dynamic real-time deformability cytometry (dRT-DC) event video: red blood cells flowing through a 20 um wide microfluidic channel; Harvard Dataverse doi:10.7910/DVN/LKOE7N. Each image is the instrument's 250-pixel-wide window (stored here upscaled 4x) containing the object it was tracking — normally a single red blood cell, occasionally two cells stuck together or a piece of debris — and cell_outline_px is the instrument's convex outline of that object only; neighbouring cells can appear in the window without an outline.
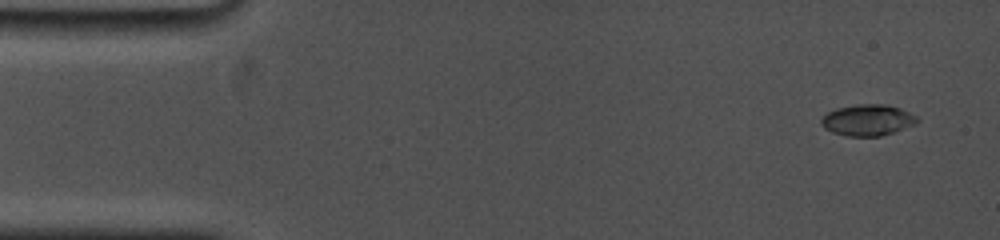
{"species": "common noctule bat (a hibernating species)", "species_latin": "Nyctalus noctula", "temperature_condition": "cold", "stored_images_in_passage": 33, "camera_frame_rate_fps": 5000, "um_per_image_px": 0.085, "animal": {"sex": "female", "body_mass_g": 19.0, "forearm_length_mm": 53.3}, "frame": {"image": 1, "passage_image": 2, "time_ms": 0.6, "image_size_px": [1000, 240], "cell_outline_px": [[920, 120], [916, 124], [880, 136], [848, 136], [832, 132], [824, 128], [820, 124], [820, 120], [828, 112], [836, 108], [856, 104], [884, 104], [900, 108], [916, 116]], "centroid_in_image_um": [73.73, 10.2], "position_along_channel_um": 11.3, "area_um2": 17.4}}
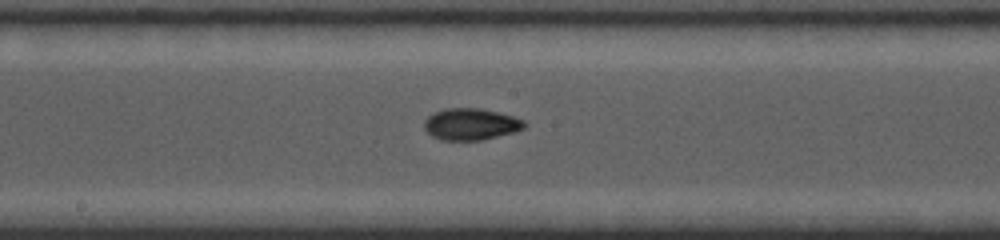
{"frame": {"image": 2, "passage_image": 18, "time_ms": 8.8, "image_size_px": [1000, 240], "cell_outline_px": [[528, 124], [524, 128], [516, 132], [480, 140], [440, 140], [432, 136], [424, 128], [424, 120], [432, 112], [444, 108], [480, 108], [500, 112], [524, 120]], "centroid_in_image_um": [40.02, 10.54], "position_along_channel_um": 208.2, "area_um2": 18.73}}
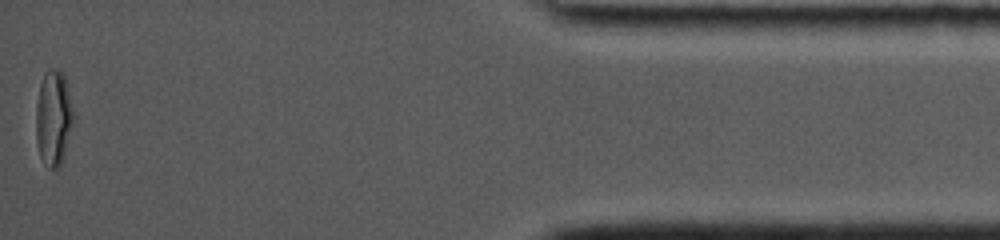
{"frame": {"image": 3, "passage_image": 33, "time_ms": 16.4, "image_size_px": [1000, 240], "cell_outline_px": [[72, 124], [64, 160], [56, 168], [48, 168], [40, 156], [36, 140], [36, 104], [40, 84], [44, 72], [48, 68], [56, 68], [64, 72], [68, 88], [72, 112]], "centroid_in_image_um": [4.53, 10.0], "position_along_channel_um": 430.7, "area_um2": 20.87}, "authors_computed_cell_mechanics": {"area_um2": 17.5712, "velocity_mm_per_s": 3.7515, "shape_relaxation_time_tau1_ms": 7.932, "shape_relaxation_time_tau2_ms": 1.6928, "deformation_change_tau1": 0.2114, "deformation_change_tau2": 0.0605}}